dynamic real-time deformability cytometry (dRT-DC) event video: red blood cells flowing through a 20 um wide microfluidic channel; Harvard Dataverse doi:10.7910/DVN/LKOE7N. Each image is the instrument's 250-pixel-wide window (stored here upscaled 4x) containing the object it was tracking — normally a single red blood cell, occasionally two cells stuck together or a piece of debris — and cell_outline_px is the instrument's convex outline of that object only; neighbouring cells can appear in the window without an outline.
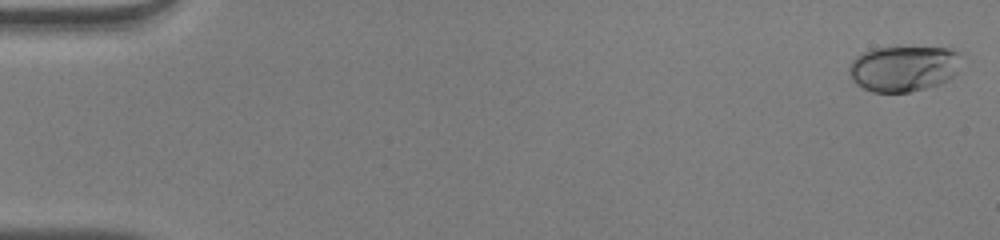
{"species": "human", "species_latin": "Homo sapiens", "temperature_condition": "warm", "stored_images_in_passage": 51, "camera_frame_rate_fps": 3000, "um_per_image_px": 0.085, "donor": {"sex": "male"}, "frame": {"image": 1, "passage_image": 1, "time_ms": 0.0, "image_size_px": [1000, 240], "cell_outline_px": [[956, 72], [948, 80], [940, 84], [908, 92], [872, 92], [856, 84], [852, 80], [848, 72], [848, 68], [852, 60], [856, 56], [872, 48], [896, 44], [948, 48], [956, 52]], "centroid_in_image_um": [76.71, 5.77], "position_along_channel_um": 8.3, "area_um2": 30.46}}
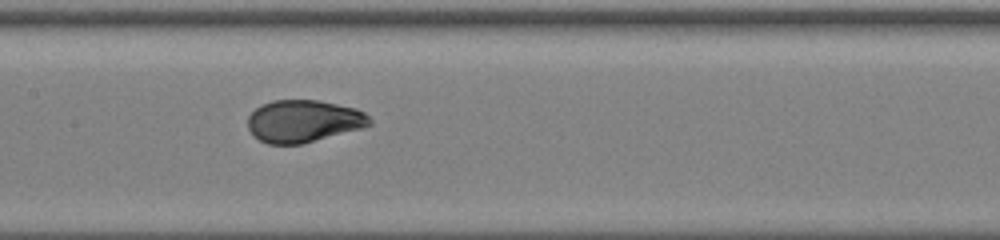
{"frame": {"image": 2, "passage_image": 26, "time_ms": 8.333, "image_size_px": [1000, 240], "cell_outline_px": [[372, 124], [364, 128], [300, 144], [268, 144], [260, 140], [248, 128], [248, 116], [260, 104], [272, 100], [316, 100], [356, 108], [364, 112], [372, 120]], "centroid_in_image_um": [25.81, 10.29], "position_along_channel_um": 181.6, "area_um2": 30.0}}
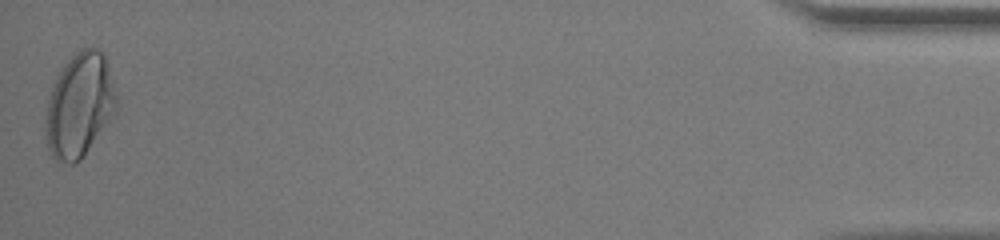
{"frame": {"image": 3, "passage_image": 51, "time_ms": 16.667, "image_size_px": [1000, 240], "cell_outline_px": [[116, 112], [80, 160], [72, 164], [68, 164], [56, 160], [52, 156], [48, 148], [44, 136], [44, 120], [48, 96], [56, 76], [64, 64], [76, 52], [84, 48], [96, 48], [104, 56], [116, 96]], "centroid_in_image_um": [6.7, 8.99], "position_along_channel_um": 428.5, "area_um2": 42.77}, "authors_computed_cell_mechanics": {"area_um2": 30.634, "velocity_mm_per_s": 4.0596, "shape_relaxation_time_tau1_ms": 3.9314, "shape_relaxation_time_tau2_ms": null, "deformation_change_tau1": 0.1904, "deformation_change_tau2": null}}